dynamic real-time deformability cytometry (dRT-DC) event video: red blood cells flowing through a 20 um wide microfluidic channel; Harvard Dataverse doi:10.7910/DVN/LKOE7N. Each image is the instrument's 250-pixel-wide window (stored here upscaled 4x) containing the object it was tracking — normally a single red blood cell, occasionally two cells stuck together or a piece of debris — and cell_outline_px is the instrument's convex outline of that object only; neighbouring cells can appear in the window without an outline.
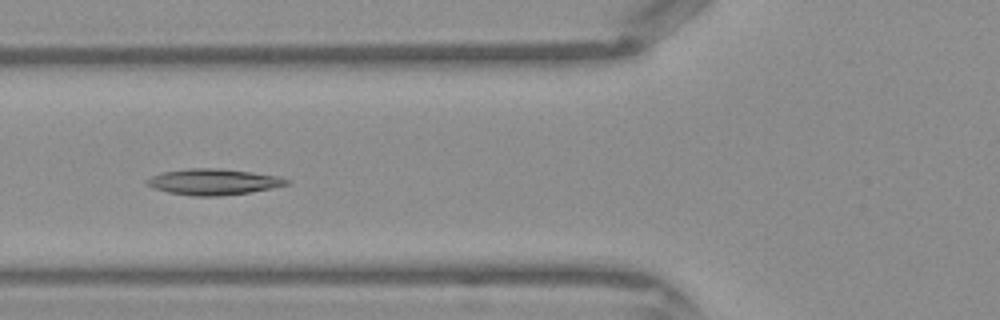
{"species": "Egyptian fruit bat (a non-hibernating species)", "species_latin": "Rousettus aegyptiacus", "temperature_condition": "warm", "stored_images_in_passage": 39, "camera_frame_rate_fps": 3000, "um_per_image_px": 0.085, "frame": {"image": 1, "passage_image": 12, "time_ms": 3.667, "image_size_px": [1000, 320], "cell_outline_px": [[292, 184], [252, 192], [220, 196], [192, 196], [168, 192], [156, 188], [148, 184], [144, 180], [152, 176], [164, 172], [192, 168], [220, 168], [252, 172], [280, 176], [292, 180]], "centroid_in_image_um": [18.24, 15.46], "position_along_channel_um": 107.6, "area_um2": 21.27}}
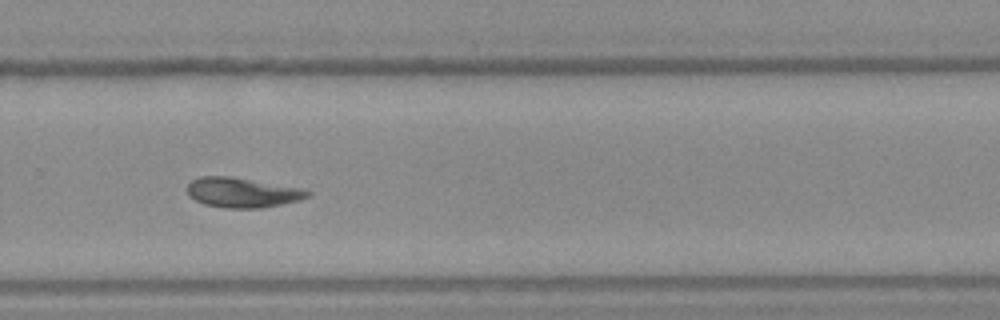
{"frame": {"image": 2, "passage_image": 25, "time_ms": 8.0, "image_size_px": [1000, 320], "cell_outline_px": [[312, 192], [308, 196], [300, 200], [260, 208], [224, 208], [204, 204], [188, 196], [188, 184], [192, 180], [200, 176], [228, 176], [304, 188]], "centroid_in_image_um": [20.6, 16.36], "position_along_channel_um": 309.2, "area_um2": 20.92}}
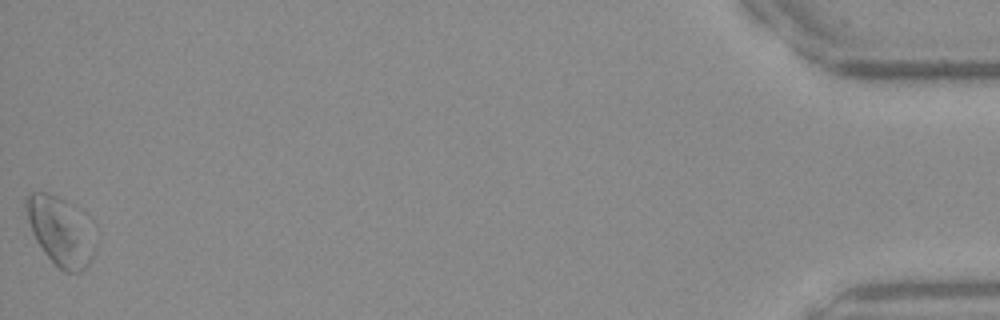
{"frame": {"image": 3, "passage_image": 39, "time_ms": 12.667, "image_size_px": [1000, 320], "cell_outline_px": [[96, 248], [88, 264], [80, 272], [64, 272], [44, 252], [36, 240], [32, 232], [28, 220], [24, 204], [24, 200], [32, 192], [48, 192], [64, 200], [96, 244]], "centroid_in_image_um": [5.02, 19.69], "position_along_channel_um": 430.2, "area_um2": 25.78}}